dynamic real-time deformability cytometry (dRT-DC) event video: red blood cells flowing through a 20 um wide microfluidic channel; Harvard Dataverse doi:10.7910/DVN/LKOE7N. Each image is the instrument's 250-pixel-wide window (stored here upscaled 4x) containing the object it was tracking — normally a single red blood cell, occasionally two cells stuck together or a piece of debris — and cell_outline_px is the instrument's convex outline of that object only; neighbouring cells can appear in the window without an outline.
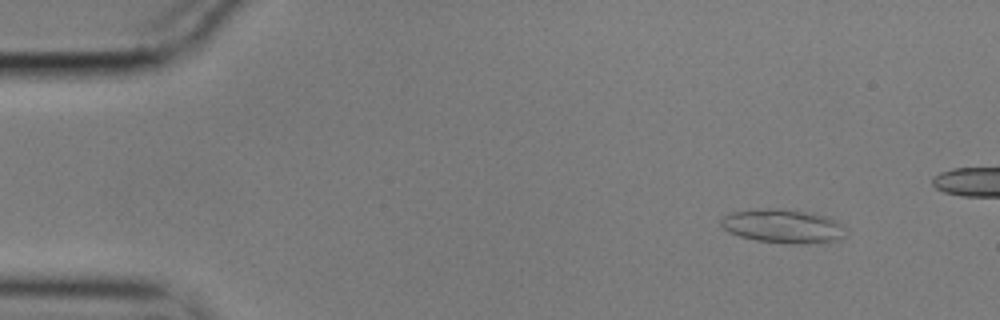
{"species": "common noctule bat (a hibernating species)", "species_latin": "Nyctalus noctula", "temperature_condition": "cold", "stored_images_in_passage": 51, "camera_frame_rate_fps": 3000, "um_per_image_px": 0.085, "animal": {"sex": "male", "body_mass_g": 17.9}, "frame": {"image": 1, "passage_image": 6, "time_ms": 1.667, "image_size_px": [1000, 320], "cell_outline_px": [[848, 228], [844, 236], [836, 240], [824, 244], [784, 244], [756, 240], [740, 236], [728, 232], [720, 224], [720, 220], [724, 216], [732, 212], [768, 208], [776, 208], [812, 212], [828, 216], [836, 220]], "centroid_in_image_um": [66.64, 19.24], "position_along_channel_um": 18.4, "area_um2": 25.2}}
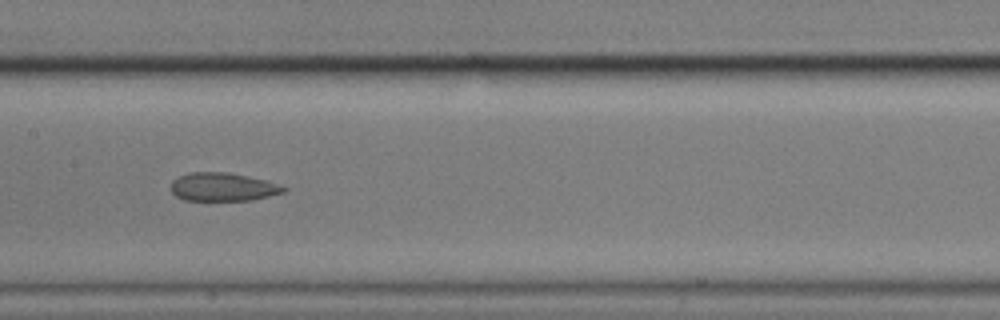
{"frame": {"image": 2, "passage_image": 28, "time_ms": 9.0, "image_size_px": [1000, 320], "cell_outline_px": [[288, 188], [284, 192], [252, 200], [184, 200], [176, 196], [172, 192], [172, 180], [176, 176], [188, 172], [228, 172], [268, 180]], "centroid_in_image_um": [18.93, 15.87], "position_along_channel_um": 188.5, "area_um2": 18.73}}
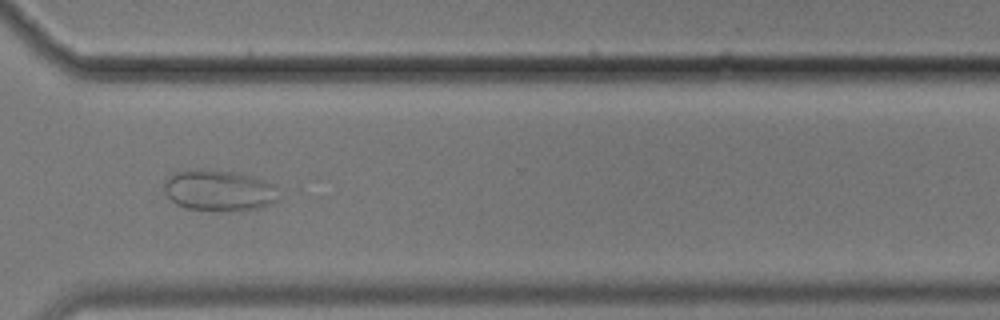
{"frame": {"image": 3, "passage_image": 42, "time_ms": 13.667, "image_size_px": [1000, 320], "cell_outline_px": [[280, 200], [272, 204], [256, 208], [228, 212], [188, 208], [176, 204], [164, 192], [164, 180], [172, 172], [188, 168], [200, 168], [236, 172], [252, 176], [264, 180], [272, 184]], "centroid_in_image_um": [18.57, 16.17], "position_along_channel_um": 352.0, "area_um2": 27.92}}